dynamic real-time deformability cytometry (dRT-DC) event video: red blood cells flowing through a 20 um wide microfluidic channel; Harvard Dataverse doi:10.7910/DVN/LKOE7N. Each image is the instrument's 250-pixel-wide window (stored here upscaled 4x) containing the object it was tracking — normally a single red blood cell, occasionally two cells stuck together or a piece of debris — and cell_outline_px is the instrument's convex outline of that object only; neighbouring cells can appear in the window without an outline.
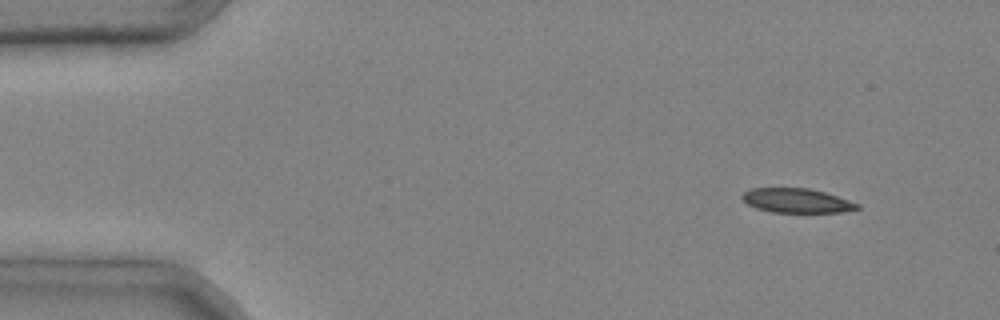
{"species": "common noctule bat (a hibernating species)", "species_latin": "Nyctalus noctula", "temperature_condition": "cold", "stored_images_in_passage": 3, "camera_frame_rate_fps": 3000, "um_per_image_px": 0.085, "animal": {"sex": "male", "body_mass_g": 20.4}, "frame": {"image": 1, "passage_image": 1, "time_ms": 0.0, "image_size_px": [1000, 320], "cell_outline_px": [[860, 208], [840, 212], [772, 212], [756, 208], [748, 204], [740, 196], [744, 192], [752, 188], [808, 188], [824, 192], [860, 204]], "centroid_in_image_um": [67.7, 17.05], "position_along_channel_um": 17.3, "area_um2": 16.13}}